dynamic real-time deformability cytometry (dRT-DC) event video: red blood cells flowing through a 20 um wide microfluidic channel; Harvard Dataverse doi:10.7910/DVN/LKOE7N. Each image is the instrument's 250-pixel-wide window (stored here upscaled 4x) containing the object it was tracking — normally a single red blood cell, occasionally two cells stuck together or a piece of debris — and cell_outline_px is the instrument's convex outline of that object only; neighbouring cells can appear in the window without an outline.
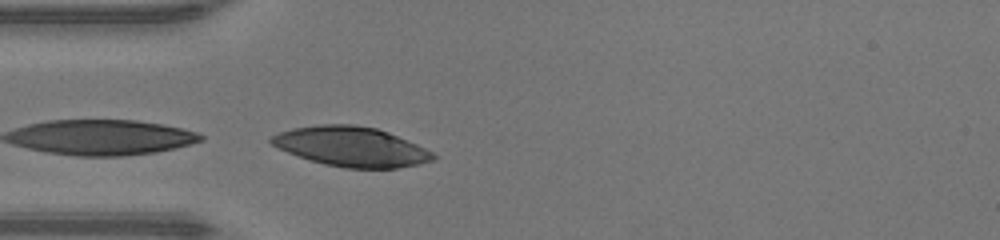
{"species": "human", "species_latin": "Homo sapiens", "temperature_condition": "warm", "stored_images_in_passage": 3, "camera_frame_rate_fps": 3000, "um_per_image_px": 0.085, "donor": {"sex": "male"}, "frame": {"image": 1, "passage_image": 3, "time_ms": 0.667, "image_size_px": [1000, 240], "cell_outline_px": [[436, 160], [420, 164], [396, 168], [344, 168], [324, 164], [288, 152], [272, 144], [268, 140], [272, 136], [280, 132], [292, 128], [320, 124], [352, 124], [376, 128], [388, 132], [416, 144], [432, 152], [436, 156]], "centroid_in_image_um": [29.88, 12.46], "position_along_channel_um": 55.1, "area_um2": 37.17}}